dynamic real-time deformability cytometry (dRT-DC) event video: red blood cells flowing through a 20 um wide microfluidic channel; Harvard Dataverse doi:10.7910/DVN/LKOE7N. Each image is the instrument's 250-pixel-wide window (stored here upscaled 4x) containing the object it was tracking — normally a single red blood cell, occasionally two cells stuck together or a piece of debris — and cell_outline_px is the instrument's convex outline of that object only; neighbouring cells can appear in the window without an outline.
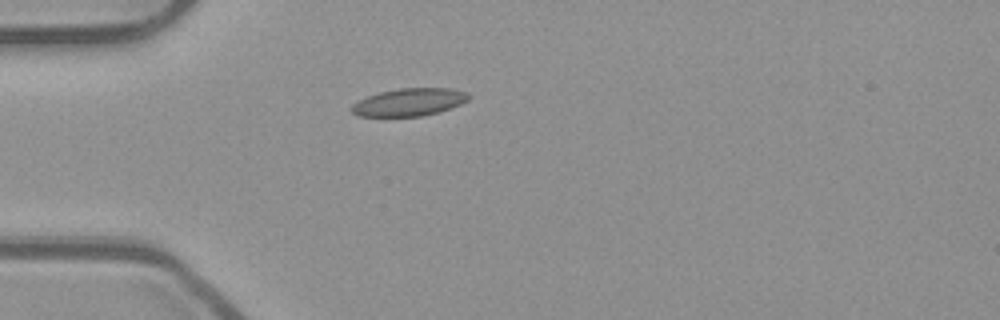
{"species": "common noctule bat (a hibernating species)", "species_latin": "Nyctalus noctula", "temperature_condition": "room temperature", "stored_images_in_passage": 39, "camera_frame_rate_fps": 3000, "um_per_image_px": 0.085, "animal": {"sex": "male", "body_mass_g": 23.1, "forearm_length_mm": 52.7}, "frame": {"image": 1, "passage_image": 1, "time_ms": 0.0, "image_size_px": [1000, 320], "cell_outline_px": [[472, 96], [468, 100], [460, 104], [440, 112], [420, 116], [356, 116], [352, 112], [352, 104], [368, 96], [380, 92], [400, 88], [452, 88], [468, 92]], "centroid_in_image_um": [34.83, 8.68], "position_along_channel_um": 50.2, "area_um2": 18.84}}
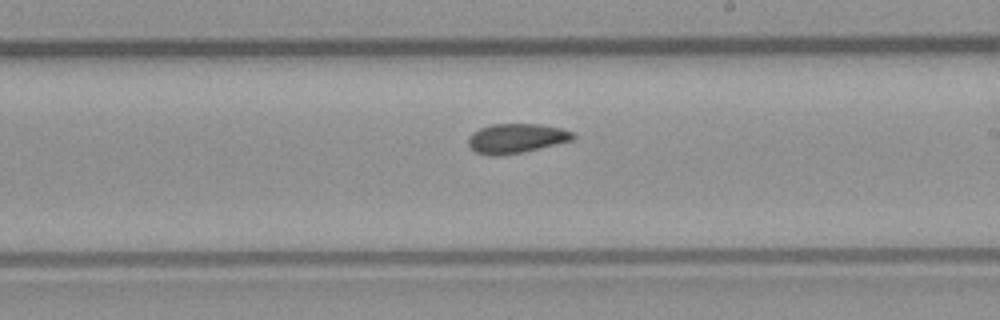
{"frame": {"image": 2, "passage_image": 17, "time_ms": 5.333, "image_size_px": [1000, 320], "cell_outline_px": [[576, 136], [572, 140], [524, 152], [500, 156], [476, 152], [468, 144], [468, 136], [472, 132], [480, 128], [492, 124], [540, 124], [560, 128], [572, 132]], "centroid_in_image_um": [43.87, 11.75], "position_along_channel_um": 245.1, "area_um2": 17.92}}
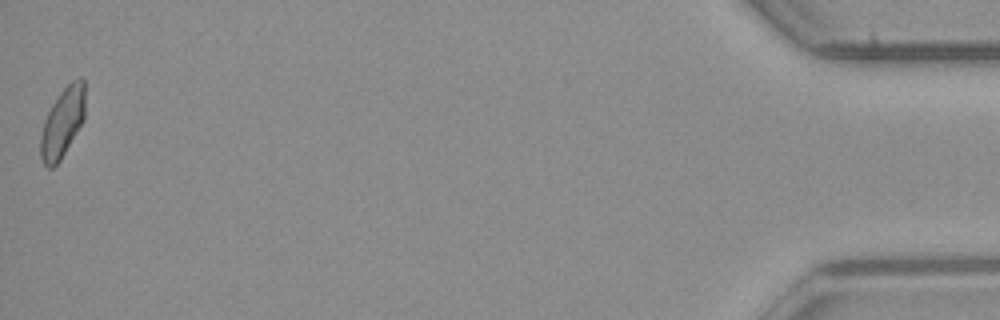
{"frame": {"image": 3, "passage_image": 39, "time_ms": 12.667, "image_size_px": [1000, 320], "cell_outline_px": [[84, 120], [60, 160], [52, 168], [48, 168], [44, 164], [40, 156], [40, 136], [44, 120], [52, 104], [60, 92], [72, 80], [80, 76], [84, 80]], "centroid_in_image_um": [5.3, 10.41], "position_along_channel_um": 429.9, "area_um2": 17.98}, "authors_computed_cell_mechanics": {"area_um2": 17.918, "velocity_mm_per_s": 3.8772, "shape_relaxation_time_tau1_ms": null, "shape_relaxation_time_tau2_ms": 4.3719, "deformation_change_tau1": null, "deformation_change_tau2": 0.0839}}